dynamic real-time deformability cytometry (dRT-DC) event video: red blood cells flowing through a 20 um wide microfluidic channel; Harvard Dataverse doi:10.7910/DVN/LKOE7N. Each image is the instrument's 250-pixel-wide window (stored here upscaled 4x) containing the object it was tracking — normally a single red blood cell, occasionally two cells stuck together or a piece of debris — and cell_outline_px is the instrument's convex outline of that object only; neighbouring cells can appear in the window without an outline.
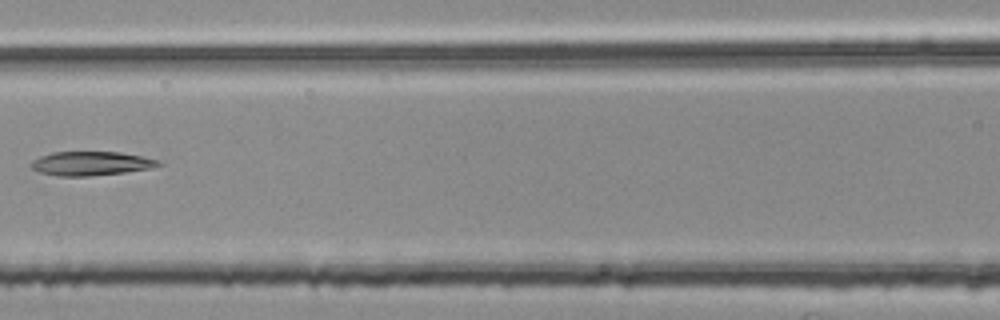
{"species": "common noctule bat (a hibernating species)", "species_latin": "Nyctalus noctula", "temperature_condition": "room temperature", "stored_images_in_passage": 6, "camera_frame_rate_fps": 3000, "um_per_image_px": 0.085, "animal": {"sex": "female", "body_mass_g": 25.1}, "frame": {"image": 1, "passage_image": 6, "time_ms": 1.667, "image_size_px": [1000, 320], "cell_outline_px": [[164, 164], [148, 168], [124, 172], [88, 176], [56, 176], [40, 172], [32, 168], [28, 164], [32, 160], [40, 156], [52, 152], [120, 152], [140, 156], [156, 160]], "centroid_in_image_um": [7.65, 13.89], "position_along_channel_um": 158.9, "area_um2": 17.63}}